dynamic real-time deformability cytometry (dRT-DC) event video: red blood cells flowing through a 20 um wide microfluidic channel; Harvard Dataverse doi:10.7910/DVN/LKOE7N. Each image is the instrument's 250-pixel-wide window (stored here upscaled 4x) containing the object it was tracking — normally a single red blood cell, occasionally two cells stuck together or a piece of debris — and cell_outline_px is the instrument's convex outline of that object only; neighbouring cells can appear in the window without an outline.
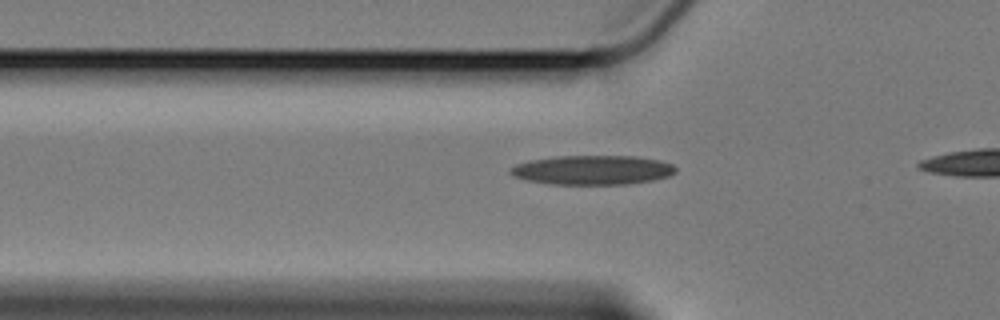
{"species": "Egyptian fruit bat (a non-hibernating species)", "species_latin": "Rousettus aegyptiacus", "temperature_condition": "cold", "stored_images_in_passage": 8, "camera_frame_rate_fps": 3000, "um_per_image_px": 0.085, "animal": {"sex": "female"}, "frame": {"image": 1, "passage_image": 5, "time_ms": 1.333, "image_size_px": [1000, 320], "cell_outline_px": [[676, 172], [668, 176], [652, 180], [628, 184], [548, 184], [528, 180], [516, 176], [508, 172], [516, 164], [528, 160], [556, 156], [636, 156], [660, 160], [672, 164], [676, 168]], "centroid_in_image_um": [50.38, 14.44], "position_along_channel_um": 75.4, "area_um2": 28.21}}